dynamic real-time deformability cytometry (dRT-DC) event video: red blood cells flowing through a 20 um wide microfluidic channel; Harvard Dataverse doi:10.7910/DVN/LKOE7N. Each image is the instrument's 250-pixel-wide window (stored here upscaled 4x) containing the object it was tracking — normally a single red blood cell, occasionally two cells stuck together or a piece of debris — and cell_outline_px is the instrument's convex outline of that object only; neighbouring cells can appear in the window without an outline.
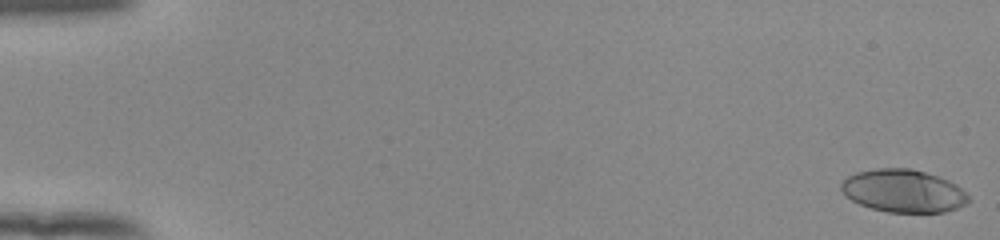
{"species": "human", "species_latin": "Homo sapiens", "temperature_condition": "room temperature", "stored_images_in_passage": 54, "camera_frame_rate_fps": 3000, "um_per_image_px": 0.085, "donor": {"sex": "female"}, "frame": {"image": 1, "passage_image": 1, "time_ms": 0.0, "image_size_px": [1000, 240], "cell_outline_px": [[972, 200], [956, 208], [944, 212], [888, 212], [872, 208], [860, 204], [844, 196], [840, 188], [840, 184], [848, 176], [856, 172], [876, 168], [908, 168], [924, 172], [948, 180], [956, 184]], "centroid_in_image_um": [76.75, 16.23], "position_along_channel_um": 8.2, "area_um2": 31.62}}
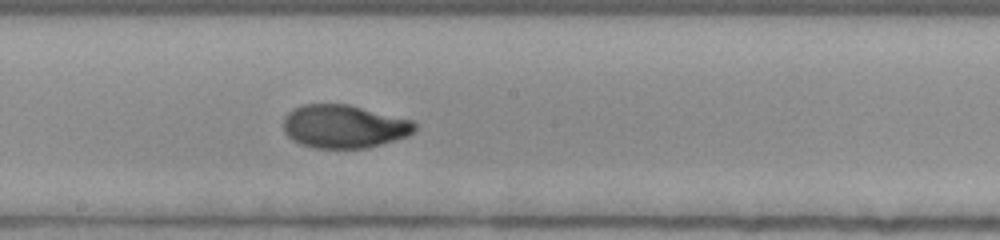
{"frame": {"image": 2, "passage_image": 31, "time_ms": 10.0, "image_size_px": [1000, 240], "cell_outline_px": [[420, 124], [408, 136], [396, 140], [368, 148], [312, 148], [300, 144], [292, 140], [284, 132], [284, 116], [292, 108], [304, 104], [348, 104], [412, 120]], "centroid_in_image_um": [29.24, 10.75], "position_along_channel_um": 219.0, "area_um2": 33.41}}
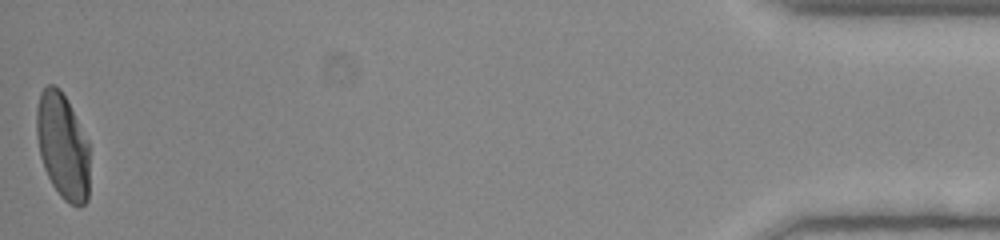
{"frame": {"image": 3, "passage_image": 54, "time_ms": 17.667, "image_size_px": [1000, 240], "cell_outline_px": [[88, 200], [80, 208], [68, 204], [60, 196], [52, 184], [44, 168], [40, 156], [36, 136], [36, 108], [40, 92], [48, 84], [52, 84], [60, 88], [88, 140]], "centroid_in_image_um": [5.31, 12.44], "position_along_channel_um": 429.9, "area_um2": 32.83}, "authors_computed_cell_mechanics": {"area_um2": 32.6281, "velocity_mm_per_s": 3.8981, "shape_relaxation_time_tau1_ms": 5.7663, "shape_relaxation_time_tau2_ms": null, "deformation_change_tau1": 0.2418, "deformation_change_tau2": null}}